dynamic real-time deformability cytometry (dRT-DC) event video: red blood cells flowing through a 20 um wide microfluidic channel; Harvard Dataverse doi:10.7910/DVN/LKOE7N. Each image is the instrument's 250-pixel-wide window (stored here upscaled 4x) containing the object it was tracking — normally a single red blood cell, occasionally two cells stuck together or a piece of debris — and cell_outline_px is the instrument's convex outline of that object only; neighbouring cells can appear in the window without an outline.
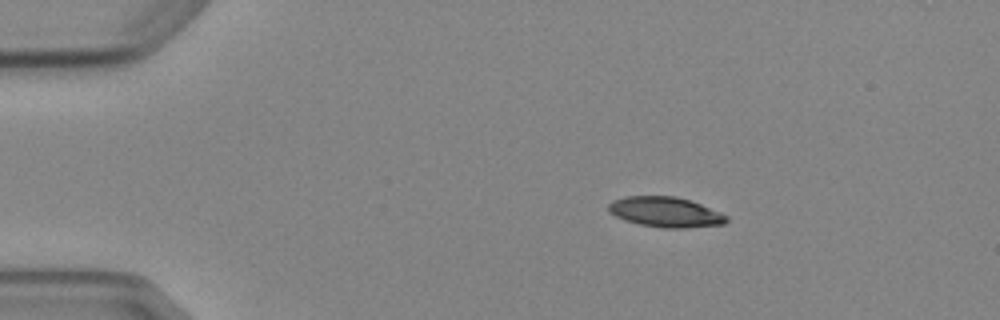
{"species": "Egyptian fruit bat (a non-hibernating species)", "species_latin": "Rousettus aegyptiacus", "temperature_condition": "cold", "stored_images_in_passage": 3, "camera_frame_rate_fps": 3000, "um_per_image_px": 0.085, "animal": {"sex": "female"}, "frame": {"image": 1, "passage_image": 1, "time_ms": 0.0, "image_size_px": [1000, 320], "cell_outline_px": [[728, 220], [724, 224], [688, 228], [664, 228], [640, 224], [624, 220], [608, 212], [608, 204], [612, 200], [624, 196], [676, 196], [700, 204], [720, 212], [728, 216]], "centroid_in_image_um": [56.54, 18.02], "position_along_channel_um": 28.5, "area_um2": 20.81}}